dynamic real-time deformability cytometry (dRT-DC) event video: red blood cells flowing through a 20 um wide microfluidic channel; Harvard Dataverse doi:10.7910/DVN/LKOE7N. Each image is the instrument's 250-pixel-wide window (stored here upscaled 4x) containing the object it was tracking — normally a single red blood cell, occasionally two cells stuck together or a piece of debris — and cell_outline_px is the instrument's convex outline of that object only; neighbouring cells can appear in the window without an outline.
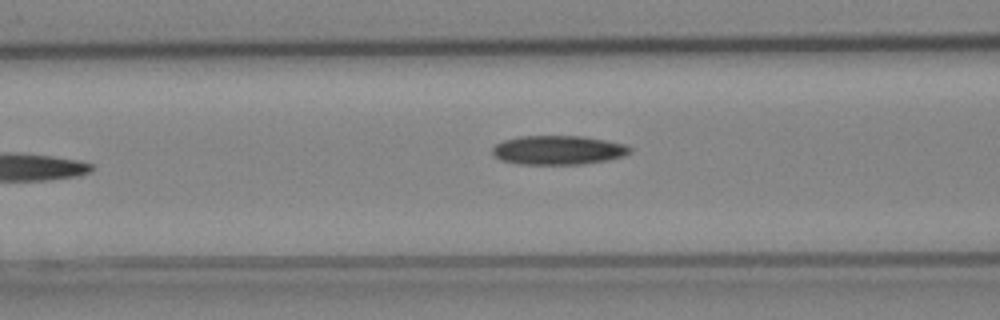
{"species": "Egyptian fruit bat (a non-hibernating species)", "species_latin": "Rousettus aegyptiacus", "temperature_condition": "cold", "stored_images_in_passage": 6, "camera_frame_rate_fps": 3000, "um_per_image_px": 0.085, "animal": {"sex": "female"}, "frame": {"image": 1, "passage_image": 6, "time_ms": 1.667, "image_size_px": [1000, 320], "cell_outline_px": [[632, 152], [624, 156], [608, 160], [580, 164], [516, 164], [500, 160], [492, 156], [492, 148], [496, 144], [504, 140], [520, 136], [584, 136], [624, 144], [632, 148]], "centroid_in_image_um": [47.42, 12.76], "position_along_channel_um": 119.2, "area_um2": 23.47}}